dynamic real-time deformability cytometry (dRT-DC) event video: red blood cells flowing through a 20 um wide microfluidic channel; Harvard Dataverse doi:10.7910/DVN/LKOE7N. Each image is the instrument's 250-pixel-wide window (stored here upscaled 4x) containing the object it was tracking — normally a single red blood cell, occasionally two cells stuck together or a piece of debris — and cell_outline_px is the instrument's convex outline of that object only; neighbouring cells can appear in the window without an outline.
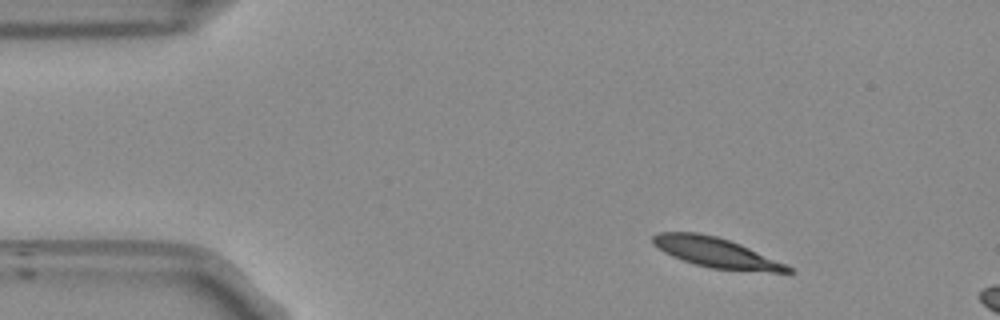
{"species": "Egyptian fruit bat (a non-hibernating species)", "species_latin": "Rousettus aegyptiacus", "temperature_condition": "room temperature", "stored_images_in_passage": 7, "camera_frame_rate_fps": 3000, "um_per_image_px": 0.085, "frame": {"image": 1, "passage_image": 1, "time_ms": 0.0, "image_size_px": [1000, 320], "cell_outline_px": [[796, 272], [772, 272], [712, 268], [692, 264], [672, 256], [664, 252], [652, 244], [652, 236], [656, 232], [696, 232], [716, 236], [740, 244], [784, 264], [792, 268]], "centroid_in_image_um": [60.78, 21.46], "position_along_channel_um": 24.2, "area_um2": 23.24}}